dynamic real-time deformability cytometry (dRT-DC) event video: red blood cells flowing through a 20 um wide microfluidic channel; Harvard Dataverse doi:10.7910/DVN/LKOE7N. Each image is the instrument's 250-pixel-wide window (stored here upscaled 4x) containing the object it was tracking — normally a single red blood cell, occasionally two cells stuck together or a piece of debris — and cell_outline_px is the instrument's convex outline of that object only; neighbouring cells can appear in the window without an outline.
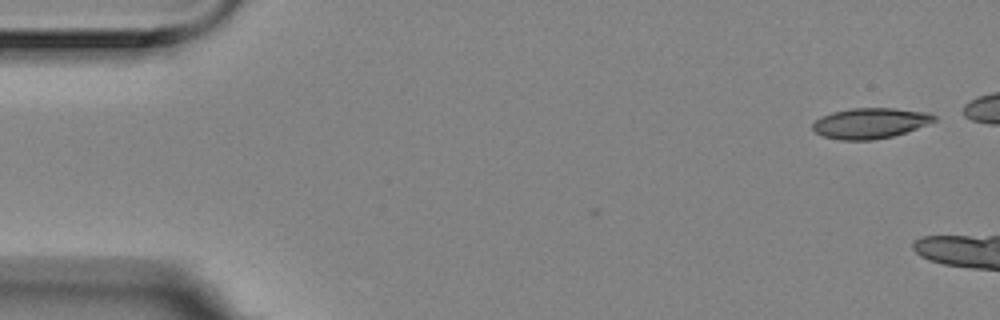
{"species": "Egyptian fruit bat (a non-hibernating species)", "species_latin": "Rousettus aegyptiacus", "temperature_condition": "room temperature", "stored_images_in_passage": 2, "camera_frame_rate_fps": 3000, "um_per_image_px": 0.085, "animal": {"sex": "female"}, "frame": {"image": 1, "passage_image": 2, "time_ms": 0.333, "image_size_px": [1000, 320], "cell_outline_px": [[936, 120], [916, 128], [892, 136], [872, 140], [840, 140], [824, 136], [816, 132], [812, 128], [812, 124], [820, 116], [832, 112], [852, 108], [892, 108], [928, 112], [936, 116]], "centroid_in_image_um": [73.94, 10.46], "position_along_channel_um": 11.1, "area_um2": 21.44}}